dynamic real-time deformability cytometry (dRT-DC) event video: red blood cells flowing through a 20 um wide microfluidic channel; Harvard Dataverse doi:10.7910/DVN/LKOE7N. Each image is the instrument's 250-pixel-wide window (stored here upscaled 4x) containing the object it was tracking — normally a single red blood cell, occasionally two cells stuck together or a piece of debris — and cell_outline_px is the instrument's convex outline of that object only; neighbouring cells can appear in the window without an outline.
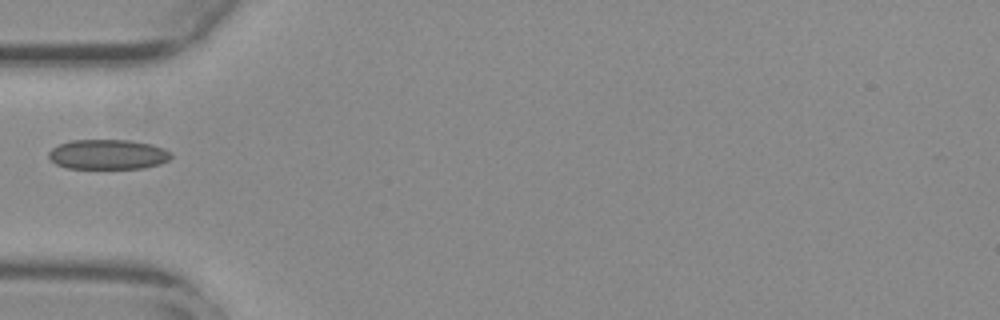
{"species": "common noctule bat (a hibernating species)", "species_latin": "Nyctalus noctula", "temperature_condition": "warm", "stored_images_in_passage": 37, "camera_frame_rate_fps": 3000, "um_per_image_px": 0.085, "animal": {"sex": "female", "body_mass_g": 29.2, "forearm_length_mm": 56.3}, "frame": {"image": 1, "passage_image": 1, "time_ms": 0.0, "image_size_px": [1000, 320], "cell_outline_px": [[172, 156], [168, 160], [160, 164], [144, 168], [68, 168], [56, 164], [48, 156], [48, 152], [52, 148], [60, 144], [72, 140], [132, 140], [152, 144], [164, 148]], "centroid_in_image_um": [9.18, 13.12], "position_along_channel_um": 75.8, "area_um2": 21.27}}